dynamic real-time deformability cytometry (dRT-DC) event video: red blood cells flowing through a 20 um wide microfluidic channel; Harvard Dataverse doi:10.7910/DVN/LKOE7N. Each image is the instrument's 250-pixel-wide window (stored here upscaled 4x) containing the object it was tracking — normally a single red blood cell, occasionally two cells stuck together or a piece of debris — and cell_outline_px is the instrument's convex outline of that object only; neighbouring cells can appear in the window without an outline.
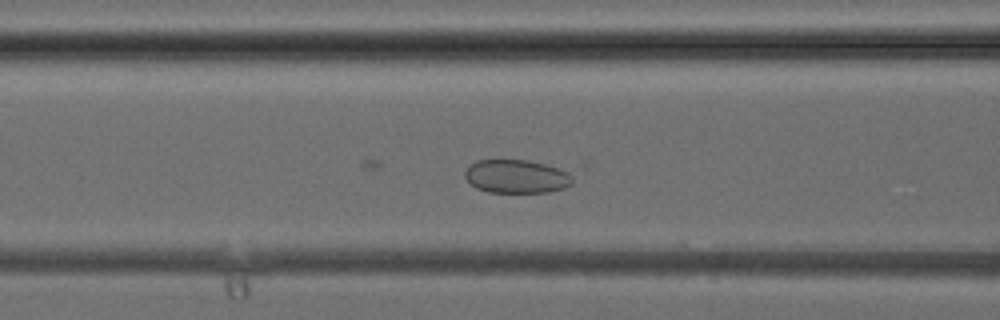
{"species": "common noctule bat (a hibernating species)", "species_latin": "Nyctalus noctula", "temperature_condition": "cold", "stored_images_in_passage": 35, "camera_frame_rate_fps": 3000, "um_per_image_px": 0.085, "animal": {"sex": "female", "body_mass_g": 24.6, "forearm_length_mm": 56.2}, "frame": {"image": 1, "passage_image": 11, "time_ms": 3.333, "image_size_px": [1000, 320], "cell_outline_px": [[588, 164], [572, 184], [564, 188], [548, 192], [488, 192], [476, 188], [464, 176], [464, 172], [476, 160], [588, 160]], "centroid_in_image_um": [44.54, 14.87], "position_along_channel_um": 122.1, "area_um2": 24.45}}
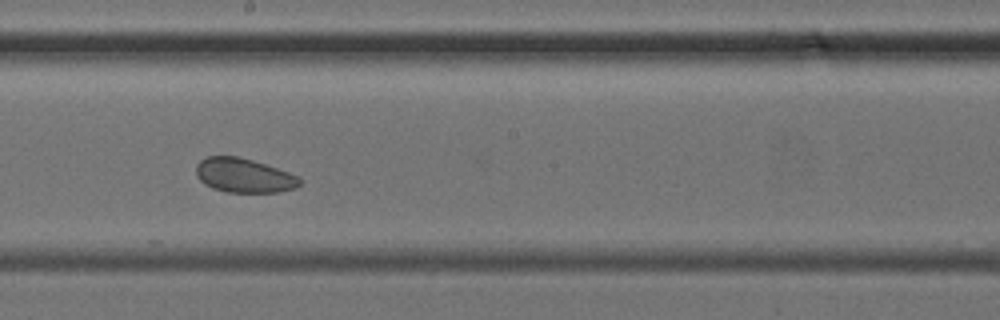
{"frame": {"image": 2, "passage_image": 17, "time_ms": 5.333, "image_size_px": [1000, 320], "cell_outline_px": [[304, 180], [296, 188], [276, 192], [228, 192], [212, 188], [204, 184], [196, 176], [196, 164], [200, 160], [208, 156], [240, 156], [300, 176]], "centroid_in_image_um": [20.73, 14.91], "position_along_channel_um": 227.5, "area_um2": 20.81}}
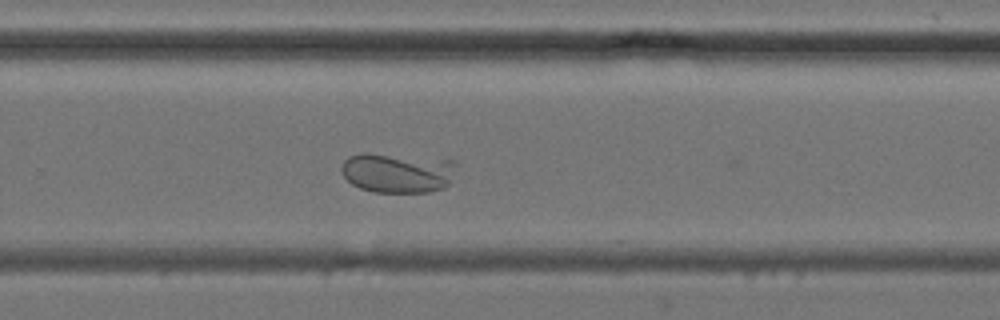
{"frame": {"image": 3, "passage_image": 21, "time_ms": 6.667, "image_size_px": [1000, 320], "cell_outline_px": [[456, 164], [448, 184], [444, 188], [428, 192], [372, 192], [360, 188], [352, 184], [344, 176], [340, 168], [344, 160], [348, 156], [448, 156], [456, 160]], "centroid_in_image_um": [33.9, 14.7], "position_along_channel_um": 295.9, "area_um2": 26.53}}